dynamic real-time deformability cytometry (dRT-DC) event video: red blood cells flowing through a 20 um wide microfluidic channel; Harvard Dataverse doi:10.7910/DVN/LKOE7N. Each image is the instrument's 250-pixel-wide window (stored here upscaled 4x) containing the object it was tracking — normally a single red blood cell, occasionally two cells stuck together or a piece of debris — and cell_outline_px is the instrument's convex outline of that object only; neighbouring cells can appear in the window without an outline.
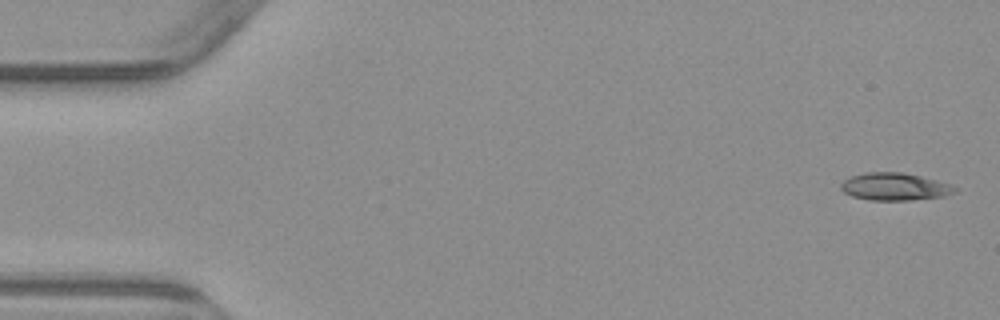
{"species": "common noctule bat (a hibernating species)", "species_latin": "Nyctalus noctula", "temperature_condition": "warm", "stored_images_in_passage": 5, "camera_frame_rate_fps": 3000, "um_per_image_px": 0.085, "animal": {"sex": "male", "body_mass_g": 23.1, "forearm_length_mm": 52.7}, "frame": {"image": 1, "passage_image": 1, "time_ms": 0.0, "image_size_px": [1000, 320], "cell_outline_px": [[960, 188], [956, 192], [944, 196], [908, 200], [868, 200], [852, 196], [844, 192], [840, 188], [840, 184], [844, 180], [852, 176], [864, 172], [904, 172], [952, 184]], "centroid_in_image_um": [76.07, 15.86], "position_along_channel_um": 8.9, "area_um2": 18.38}}
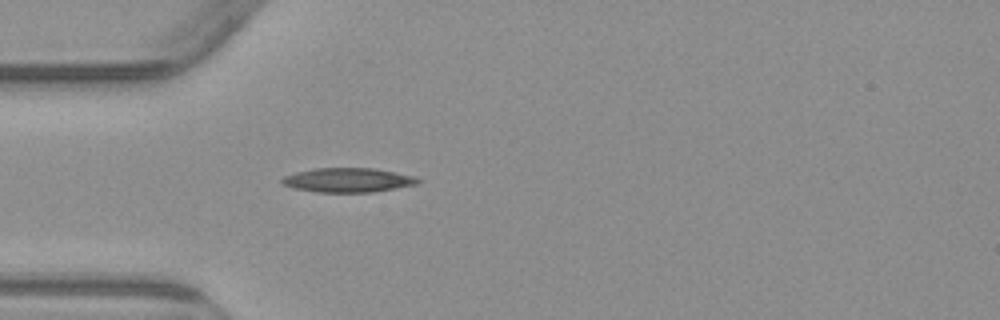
{"frame": {"image": 2, "passage_image": 5, "time_ms": 4.667, "image_size_px": [1000, 320], "cell_outline_px": [[424, 180], [416, 184], [372, 192], [316, 192], [292, 188], [284, 184], [280, 180], [284, 176], [296, 172], [316, 168], [372, 168], [416, 176]], "centroid_in_image_um": [29.58, 15.3], "position_along_channel_um": 55.4, "area_um2": 19.19}}